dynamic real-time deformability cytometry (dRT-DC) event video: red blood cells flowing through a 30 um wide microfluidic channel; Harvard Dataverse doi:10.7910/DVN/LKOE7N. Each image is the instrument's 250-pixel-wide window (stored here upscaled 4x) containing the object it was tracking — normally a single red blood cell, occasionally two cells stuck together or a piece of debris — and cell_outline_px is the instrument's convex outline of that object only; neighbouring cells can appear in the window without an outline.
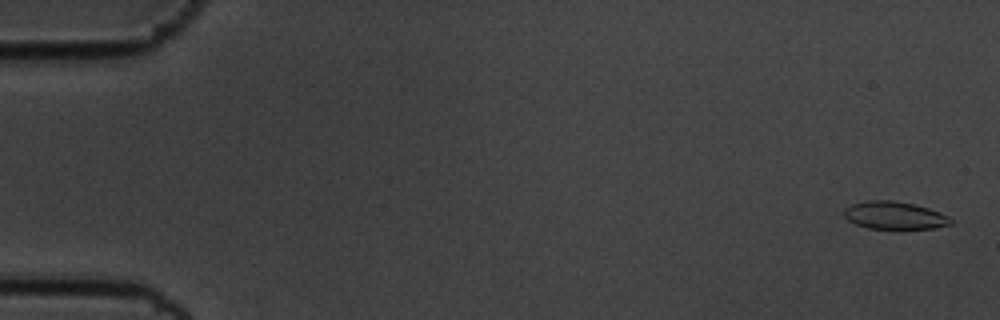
{"species": "common noctule bat (a hibernating species)", "species_latin": "Nyctalus noctula", "temperature_condition": "cold", "stored_images_in_passage": 57, "camera_frame_rate_fps": 3000, "um_per_image_px": 0.085, "animal": {"sex": "male", "body_mass_g": 19.5, "forearm_length_mm": 54.6}, "frame": {"image": 1, "passage_image": 2, "time_ms": 0.333, "image_size_px": [1000, 320], "cell_outline_px": [[952, 224], [936, 228], [900, 232], [868, 228], [856, 224], [848, 220], [844, 216], [844, 208], [852, 204], [868, 200], [892, 200], [916, 204], [940, 212], [948, 216], [952, 220]], "centroid_in_image_um": [76.07, 18.36], "position_along_channel_um": 8.9, "area_um2": 18.15}}
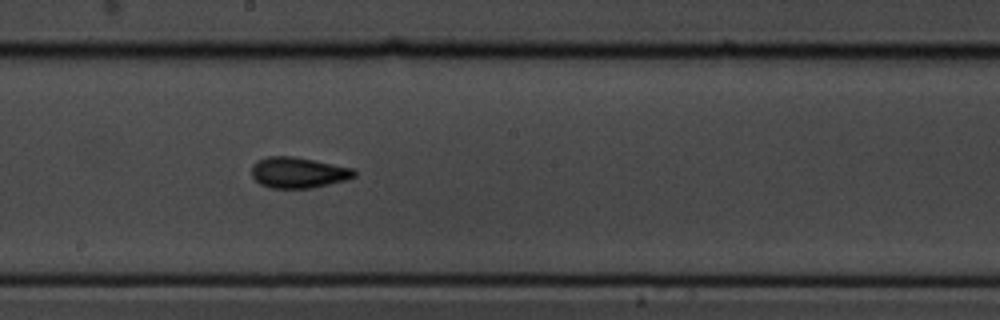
{"frame": {"image": 2, "passage_image": 32, "time_ms": 10.333, "image_size_px": [1000, 320], "cell_outline_px": [[356, 176], [344, 180], [312, 188], [268, 188], [260, 184], [252, 176], [252, 164], [256, 160], [268, 156], [292, 156], [352, 168], [356, 172]], "centroid_in_image_um": [25.3, 14.67], "position_along_channel_um": 222.9, "area_um2": 18.32}}
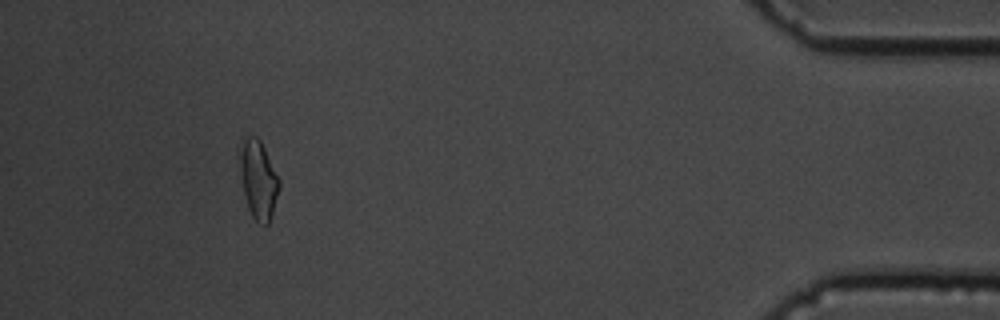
{"frame": {"image": 3, "passage_image": 53, "time_ms": 17.333, "image_size_px": [1000, 320], "cell_outline_px": [[280, 188], [268, 224], [260, 224], [252, 216], [248, 208], [244, 192], [236, 156], [244, 140], [248, 136], [256, 136], [260, 140], [280, 180]], "centroid_in_image_um": [21.93, 15.23], "position_along_channel_um": 413.3, "area_um2": 17.98}, "authors_computed_cell_mechanics": {"area_um2": 17.8024, "velocity_mm_per_s": 3.5523, "shape_relaxation_time_tau1_ms": 4.4193, "shape_relaxation_time_tau2_ms": 3.2243, "deformation_change_tau1": 0.1288, "deformation_change_tau2": 0.1088}}